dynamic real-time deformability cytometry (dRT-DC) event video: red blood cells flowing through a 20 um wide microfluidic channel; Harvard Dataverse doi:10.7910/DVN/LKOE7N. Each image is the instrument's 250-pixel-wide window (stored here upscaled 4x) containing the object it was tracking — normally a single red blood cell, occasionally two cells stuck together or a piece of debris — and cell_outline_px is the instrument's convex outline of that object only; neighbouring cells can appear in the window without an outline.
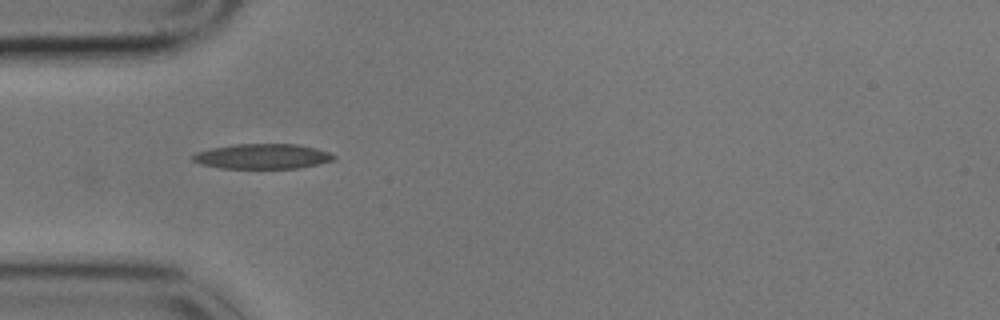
{"species": "common noctule bat (a hibernating species)", "species_latin": "Nyctalus noctula", "temperature_condition": "cold", "stored_images_in_passage": 4, "camera_frame_rate_fps": 3000, "um_per_image_px": 0.085, "animal": {"sex": "male", "body_mass_g": 17.9}, "frame": {"image": 1, "passage_image": 1, "time_ms": 0.0, "image_size_px": [1000, 320], "cell_outline_px": [[336, 156], [332, 160], [300, 168], [220, 168], [204, 164], [192, 160], [192, 156], [196, 152], [212, 148], [232, 144], [296, 144], [316, 148], [328, 152]], "centroid_in_image_um": [22.3, 13.28], "position_along_channel_um": 62.7, "area_um2": 20.35}}